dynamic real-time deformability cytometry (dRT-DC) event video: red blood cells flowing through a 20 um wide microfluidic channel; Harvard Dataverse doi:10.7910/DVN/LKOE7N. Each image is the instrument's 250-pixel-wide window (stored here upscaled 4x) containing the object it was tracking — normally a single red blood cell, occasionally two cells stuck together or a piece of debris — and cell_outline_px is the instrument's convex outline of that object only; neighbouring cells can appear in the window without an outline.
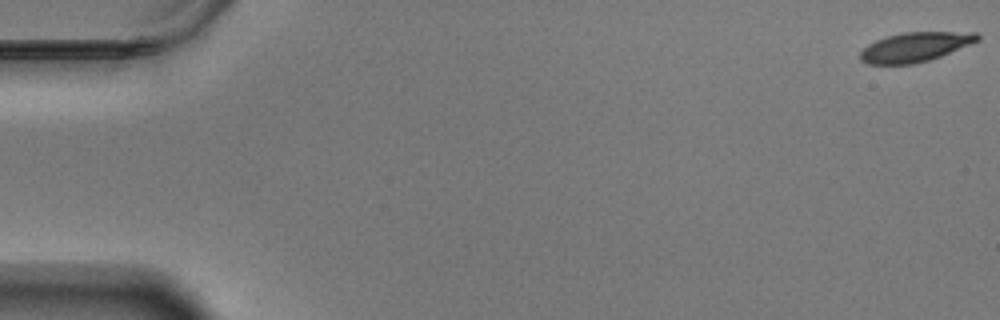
{"species": "Egyptian fruit bat (a non-hibernating species)", "species_latin": "Rousettus aegyptiacus", "temperature_condition": "warm", "stored_images_in_passage": 56, "camera_frame_rate_fps": 3000, "um_per_image_px": 0.085, "animal": {"sex": "male"}, "frame": {"image": 1, "passage_image": 1, "time_ms": 0.0, "image_size_px": [1000, 320], "cell_outline_px": [[980, 40], [940, 56], [916, 64], [868, 64], [860, 60], [860, 52], [868, 44], [876, 40], [888, 36], [904, 32], [976, 32], [980, 36]], "centroid_in_image_um": [77.78, 3.99], "position_along_channel_um": 7.2, "area_um2": 20.0}}
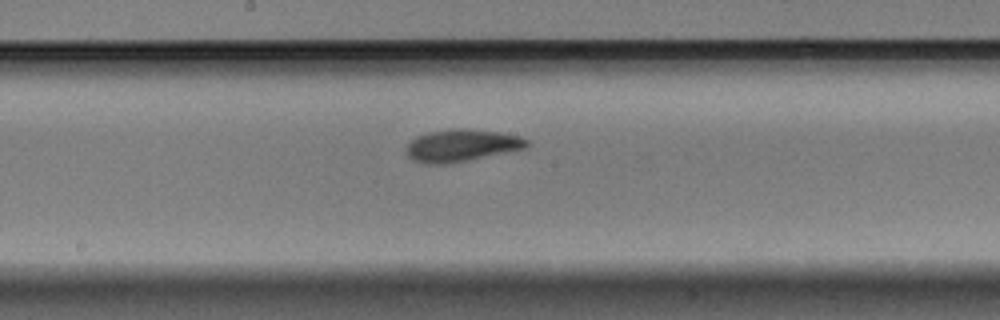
{"frame": {"image": 2, "passage_image": 32, "time_ms": 10.333, "image_size_px": [1000, 320], "cell_outline_px": [[528, 144], [524, 148], [444, 164], [428, 164], [416, 160], [408, 156], [408, 144], [416, 136], [428, 132], [452, 128], [464, 128], [500, 132], [520, 136], [528, 140]], "centroid_in_image_um": [39.23, 12.33], "position_along_channel_um": 209.0, "area_um2": 22.02}}
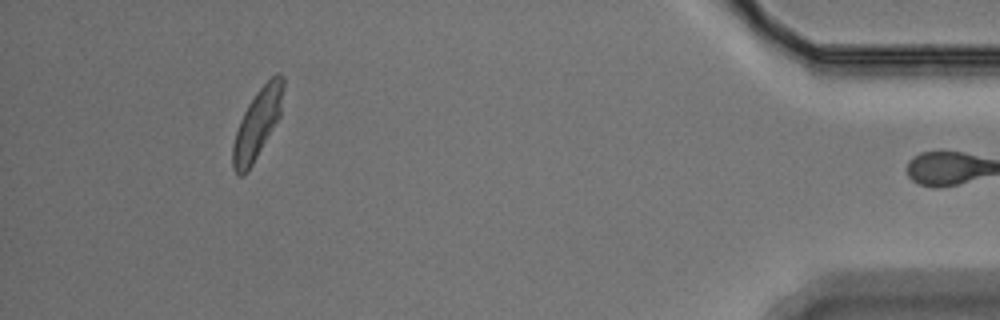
{"frame": {"image": 3, "passage_image": 55, "time_ms": 18.0, "image_size_px": [1000, 320], "cell_outline_px": [[284, 88], [280, 116], [252, 164], [240, 176], [232, 168], [232, 144], [240, 120], [248, 104], [256, 92], [276, 72], [280, 72], [284, 76]], "centroid_in_image_um": [21.89, 10.45], "position_along_channel_um": 413.3, "area_um2": 20.11}, "authors_computed_cell_mechanics": {"area_um2": 21.4149, "velocity_mm_per_s": 3.4486, "shape_relaxation_time_tau1_ms": 4.488, "shape_relaxation_time_tau2_ms": 3.6561, "deformation_change_tau1": 0.1477, "deformation_change_tau2": 0.094}}